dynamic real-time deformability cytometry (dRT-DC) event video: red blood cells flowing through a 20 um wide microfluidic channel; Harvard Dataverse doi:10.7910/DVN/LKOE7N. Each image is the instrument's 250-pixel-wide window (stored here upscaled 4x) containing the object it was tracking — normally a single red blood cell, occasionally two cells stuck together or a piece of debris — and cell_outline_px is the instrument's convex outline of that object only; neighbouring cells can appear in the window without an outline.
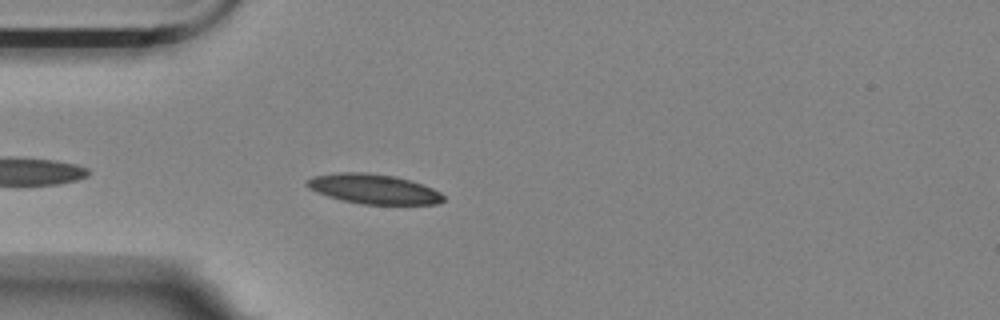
{"species": "Egyptian fruit bat (a non-hibernating species)", "species_latin": "Rousettus aegyptiacus", "temperature_condition": "room temperature", "stored_images_in_passage": 30, "camera_frame_rate_fps": 3000, "um_per_image_px": 0.085, "animal": {"sex": "female"}, "frame": {"image": 1, "passage_image": 4, "time_ms": 1.0, "image_size_px": [1000, 320], "cell_outline_px": [[444, 200], [436, 204], [360, 204], [340, 200], [328, 196], [308, 188], [304, 184], [312, 176], [340, 172], [364, 172], [396, 176], [432, 188], [440, 192], [444, 196]], "centroid_in_image_um": [31.72, 16.06], "position_along_channel_um": 53.3, "area_um2": 23.58}}
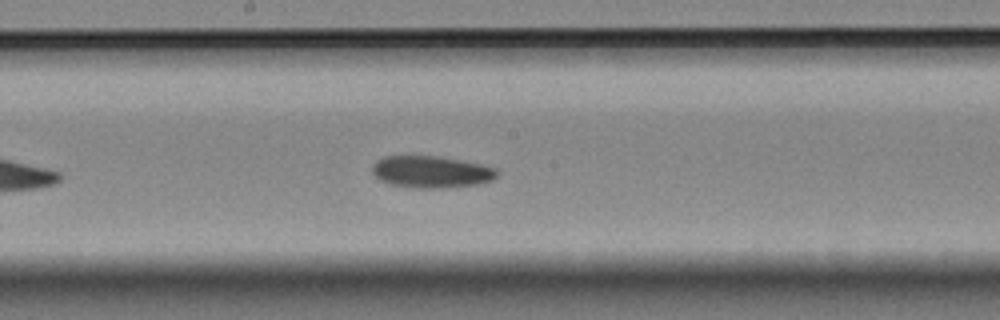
{"frame": {"image": 2, "passage_image": 18, "time_ms": 5.667, "image_size_px": [1000, 320], "cell_outline_px": [[496, 176], [492, 180], [480, 184], [440, 188], [408, 188], [388, 184], [380, 180], [372, 172], [372, 164], [376, 160], [384, 156], [436, 156], [460, 160], [480, 164], [496, 168]], "centroid_in_image_um": [36.6, 14.62], "position_along_channel_um": 211.6, "area_um2": 23.29}}
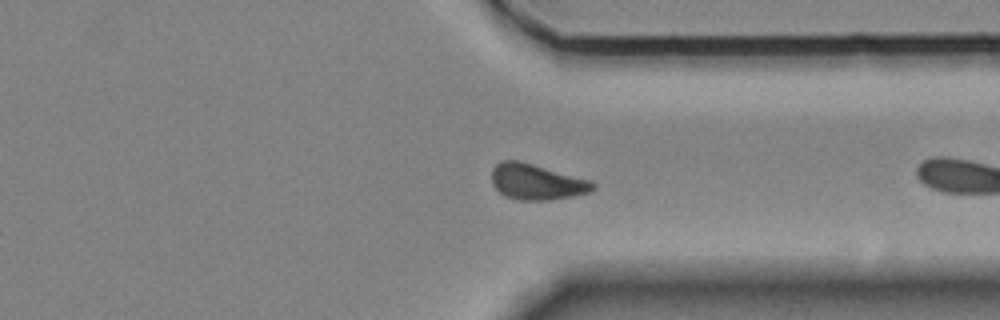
{"frame": {"image": 3, "passage_image": 28, "time_ms": 9.0, "image_size_px": [1000, 320], "cell_outline_px": [[596, 188], [588, 192], [572, 196], [548, 200], [520, 200], [504, 196], [492, 184], [492, 168], [496, 164], [504, 160], [516, 160], [532, 164], [592, 180], [596, 184]], "centroid_in_image_um": [45.62, 15.46], "position_along_channel_um": 365.8, "area_um2": 20.98}}